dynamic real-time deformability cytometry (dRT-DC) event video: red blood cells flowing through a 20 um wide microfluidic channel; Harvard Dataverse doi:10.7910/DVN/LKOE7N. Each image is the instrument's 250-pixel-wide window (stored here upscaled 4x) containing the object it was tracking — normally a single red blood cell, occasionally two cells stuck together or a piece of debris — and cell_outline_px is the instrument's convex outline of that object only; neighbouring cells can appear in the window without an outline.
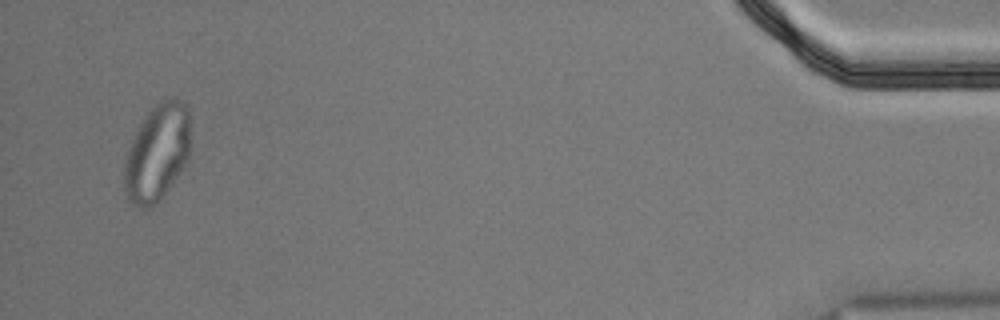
{"species": "Egyptian fruit bat (a non-hibernating species)", "species_latin": "Rousettus aegyptiacus", "temperature_condition": "cold", "stored_images_in_passage": 55, "segment_of_instrument_passage": [2, 2], "camera_frame_rate_fps": 3000, "um_per_image_px": 0.085, "animal": {"sex": "male"}, "frame": {"image": 1, "passage_image": 53, "time_ms": 17.333, "image_size_px": [1000, 320], "cell_outline_px": [[188, 160], [184, 168], [160, 200], [152, 208], [136, 208], [128, 200], [124, 188], [124, 160], [128, 148], [140, 124], [148, 112], [160, 100], [168, 96], [176, 96], [184, 100], [188, 104]], "centroid_in_image_um": [13.35, 12.98], "position_along_channel_um": 421.8, "area_um2": 37.8}}